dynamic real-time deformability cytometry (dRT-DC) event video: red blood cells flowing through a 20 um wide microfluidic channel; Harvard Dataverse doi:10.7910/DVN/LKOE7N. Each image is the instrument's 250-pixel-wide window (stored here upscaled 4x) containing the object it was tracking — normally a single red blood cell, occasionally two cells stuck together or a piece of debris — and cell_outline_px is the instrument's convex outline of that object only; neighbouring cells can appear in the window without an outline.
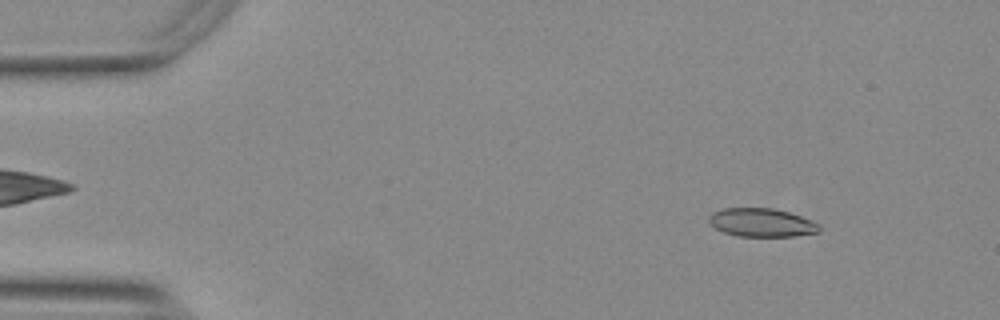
{"species": "Egyptian fruit bat (a non-hibernating species)", "species_latin": "Rousettus aegyptiacus", "temperature_condition": "warm", "stored_images_in_passage": 54, "camera_frame_rate_fps": 3000, "um_per_image_px": 0.085, "animal": {"sex": "female"}, "frame": {"image": 1, "passage_image": 6, "time_ms": 1.667, "image_size_px": [1000, 320], "cell_outline_px": [[820, 232], [792, 236], [740, 236], [724, 232], [716, 228], [708, 220], [708, 216], [712, 212], [724, 208], [772, 208], [788, 212], [812, 220], [820, 224]], "centroid_in_image_um": [64.75, 18.91], "position_along_channel_um": 20.2, "area_um2": 18.21}}
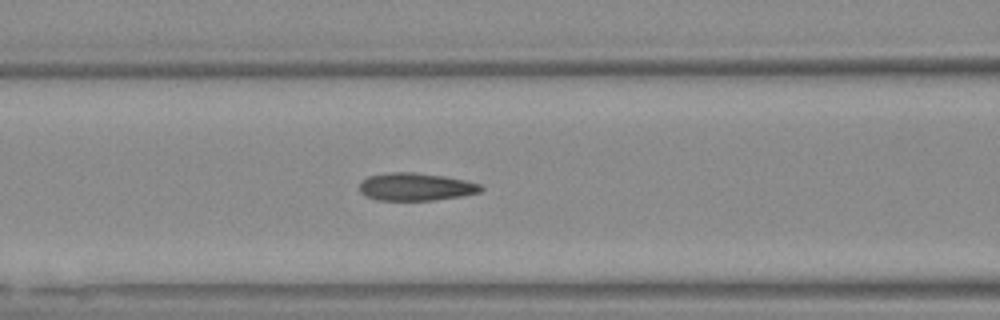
{"frame": {"image": 2, "passage_image": 22, "time_ms": 7.0, "image_size_px": [1000, 320], "cell_outline_px": [[484, 188], [480, 192], [460, 196], [432, 200], [376, 200], [364, 196], [360, 192], [360, 180], [368, 176], [388, 172], [412, 172], [444, 176], [464, 180], [480, 184]], "centroid_in_image_um": [35.29, 15.87], "position_along_channel_um": 131.3, "area_um2": 19.65}}
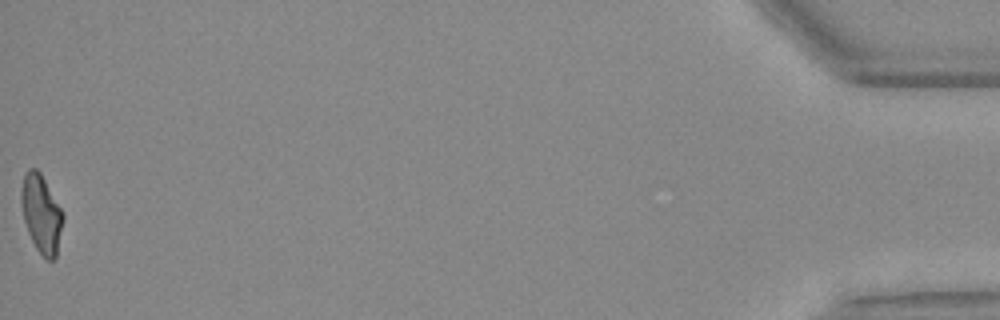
{"frame": {"image": 3, "passage_image": 54, "time_ms": 17.667, "image_size_px": [1000, 320], "cell_outline_px": [[64, 220], [56, 256], [52, 260], [48, 260], [36, 248], [28, 232], [24, 220], [20, 200], [20, 192], [24, 172], [28, 168], [36, 168], [40, 172], [60, 208], [64, 216]], "centroid_in_image_um": [3.49, 18.14], "position_along_channel_um": 431.7, "area_um2": 18.84}, "authors_computed_cell_mechanics": {"area_um2": 19.3919, "velocity_mm_per_s": 3.7634, "shape_relaxation_time_tau1_ms": null, "shape_relaxation_time_tau2_ms": 1.9268, "deformation_change_tau1": null, "deformation_change_tau2": 0.0816}}